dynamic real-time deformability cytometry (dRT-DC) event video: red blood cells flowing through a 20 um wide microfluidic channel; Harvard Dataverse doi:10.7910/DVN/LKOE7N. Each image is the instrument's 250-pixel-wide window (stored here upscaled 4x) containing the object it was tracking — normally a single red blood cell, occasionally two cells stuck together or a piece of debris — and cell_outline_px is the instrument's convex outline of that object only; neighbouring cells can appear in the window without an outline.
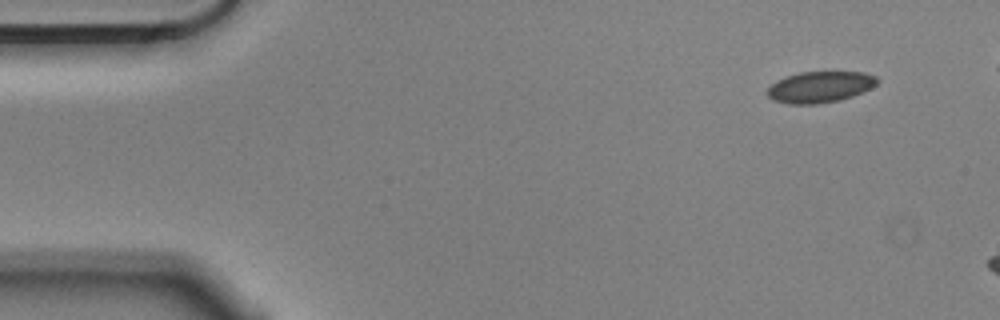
{"species": "Egyptian fruit bat (a non-hibernating species)", "species_latin": "Rousettus aegyptiacus", "temperature_condition": "cold", "stored_images_in_passage": 3, "camera_frame_rate_fps": 3000, "um_per_image_px": 0.085, "animal": {"sex": "male"}, "frame": {"image": 1, "passage_image": 1, "time_ms": 0.0, "image_size_px": [1000, 320], "cell_outline_px": [[880, 80], [876, 84], [852, 96], [840, 100], [820, 104], [788, 104], [772, 100], [764, 92], [776, 80], [784, 76], [800, 72], [864, 72], [876, 76]], "centroid_in_image_um": [69.64, 7.39], "position_along_channel_um": 15.4, "area_um2": 20.11}}